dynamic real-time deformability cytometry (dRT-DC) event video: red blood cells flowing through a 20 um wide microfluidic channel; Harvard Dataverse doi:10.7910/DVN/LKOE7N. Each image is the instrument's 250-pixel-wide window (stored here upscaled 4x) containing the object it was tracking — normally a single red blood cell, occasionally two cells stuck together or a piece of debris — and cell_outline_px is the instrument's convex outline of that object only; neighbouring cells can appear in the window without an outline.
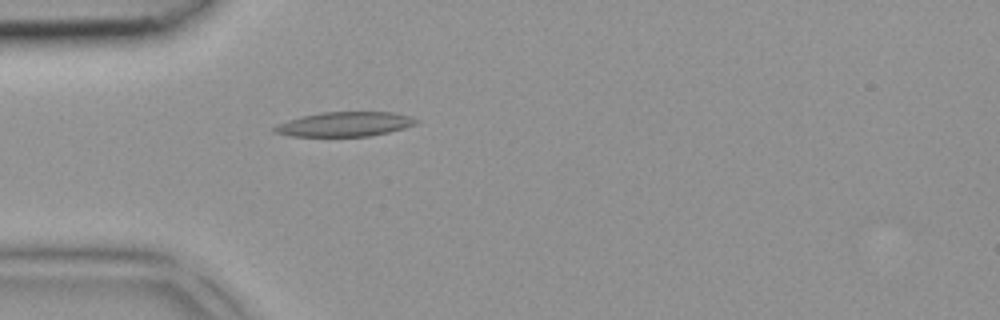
{"species": "common noctule bat (a hibernating species)", "species_latin": "Nyctalus noctula", "temperature_condition": "room temperature", "stored_images_in_passage": 42, "camera_frame_rate_fps": 3000, "um_per_image_px": 0.085, "animal": {"sex": "female", "body_mass_g": 18.4}, "frame": {"image": 1, "passage_image": 12, "time_ms": 3.667, "image_size_px": [1000, 320], "cell_outline_px": [[420, 120], [416, 124], [404, 128], [388, 132], [368, 136], [288, 136], [272, 132], [272, 128], [288, 120], [320, 112], [392, 112], [408, 116]], "centroid_in_image_um": [29.3, 10.56], "position_along_channel_um": 55.7, "area_um2": 20.11}}
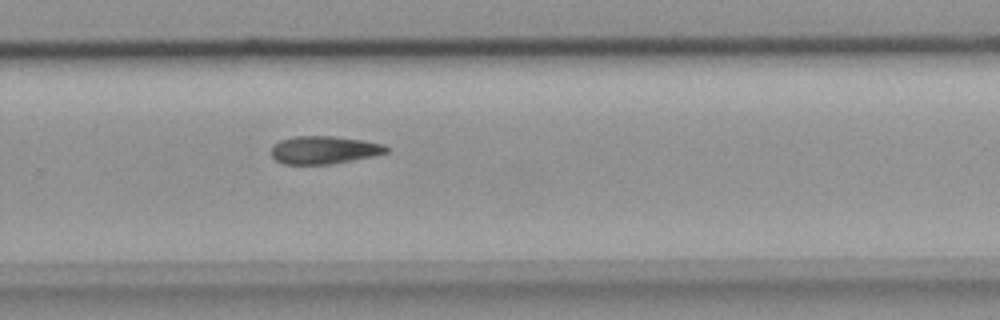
{"frame": {"image": 2, "passage_image": 28, "time_ms": 9.0, "image_size_px": [1000, 320], "cell_outline_px": [[388, 152], [376, 156], [332, 164], [284, 164], [276, 160], [272, 156], [272, 148], [280, 140], [296, 136], [332, 136], [364, 140], [384, 144], [388, 148]], "centroid_in_image_um": [27.6, 12.75], "position_along_channel_um": 302.2, "area_um2": 18.73}}
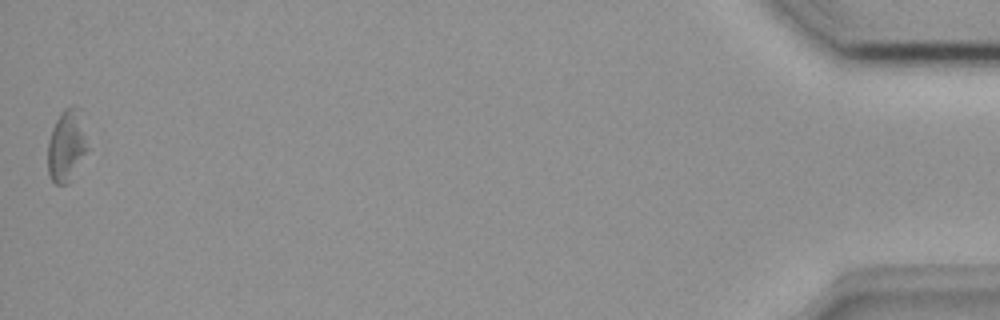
{"frame": {"image": 3, "passage_image": 42, "time_ms": 13.667, "image_size_px": [1000, 320], "cell_outline_px": [[92, 148], [68, 184], [56, 184], [52, 180], [48, 172], [48, 140], [52, 128], [60, 112], [64, 108], [76, 104], [80, 108]], "centroid_in_image_um": [5.75, 12.34], "position_along_channel_um": 429.5, "area_um2": 17.74}}